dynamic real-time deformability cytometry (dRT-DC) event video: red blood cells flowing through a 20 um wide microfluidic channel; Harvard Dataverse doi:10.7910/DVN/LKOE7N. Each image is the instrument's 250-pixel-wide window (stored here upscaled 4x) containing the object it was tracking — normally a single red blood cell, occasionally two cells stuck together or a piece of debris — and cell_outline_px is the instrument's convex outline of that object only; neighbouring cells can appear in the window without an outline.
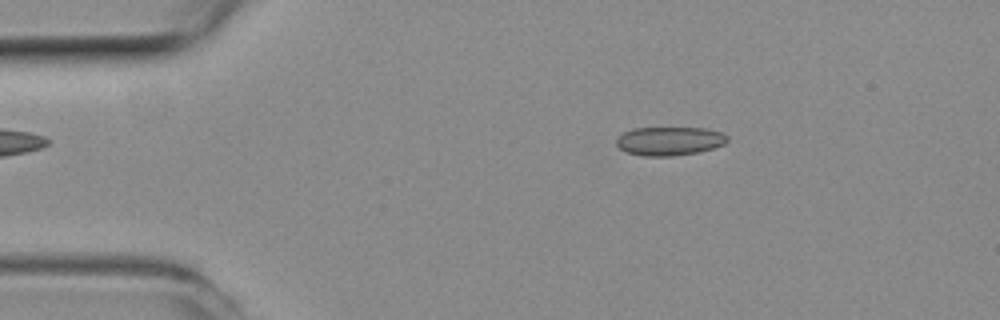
{"species": "common noctule bat (a hibernating species)", "species_latin": "Nyctalus noctula", "temperature_condition": "room temperature", "stored_images_in_passage": 44, "camera_frame_rate_fps": 3000, "um_per_image_px": 0.085, "animal": {"sex": "female", "body_mass_g": 19.3, "forearm_length_mm": 54.1}, "frame": {"image": 1, "passage_image": 1, "time_ms": 0.0, "image_size_px": [1000, 320], "cell_outline_px": [[728, 140], [724, 144], [712, 148], [696, 152], [672, 156], [644, 156], [628, 152], [620, 148], [616, 144], [616, 140], [624, 132], [636, 128], [704, 128], [720, 132], [728, 136]], "centroid_in_image_um": [56.91, 11.98], "position_along_channel_um": 28.1, "area_um2": 18.26}}
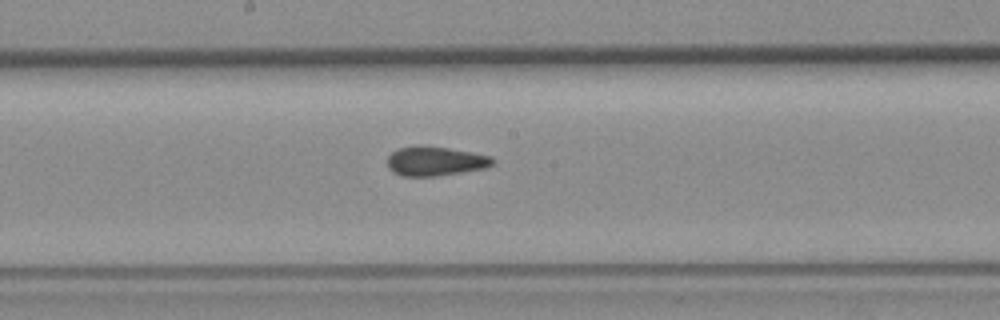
{"frame": {"image": 2, "passage_image": 19, "time_ms": 6.0, "image_size_px": [1000, 320], "cell_outline_px": [[492, 164], [484, 168], [460, 172], [432, 176], [400, 176], [392, 172], [388, 168], [388, 156], [392, 152], [400, 148], [420, 144], [424, 144], [448, 148], [492, 156]], "centroid_in_image_um": [36.93, 13.68], "position_along_channel_um": 211.3, "area_um2": 17.92}}
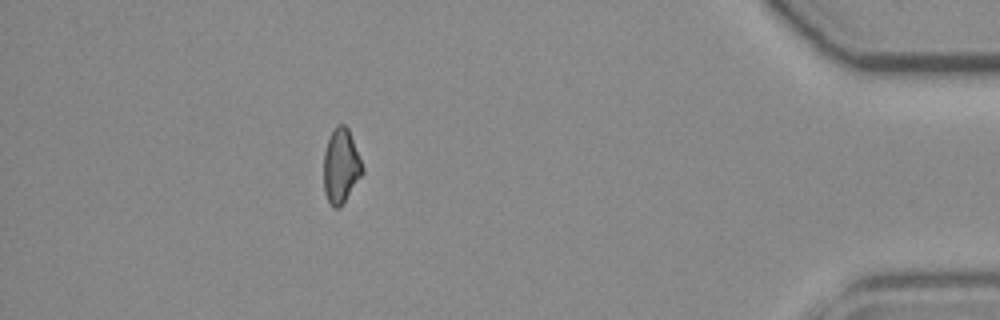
{"frame": {"image": 3, "passage_image": 38, "time_ms": 12.333, "image_size_px": [1000, 320], "cell_outline_px": [[364, 172], [340, 208], [332, 208], [324, 192], [324, 152], [328, 140], [336, 124], [344, 124], [348, 128], [364, 168]], "centroid_in_image_um": [28.98, 14.13], "position_along_channel_um": 406.2, "area_um2": 16.76}, "authors_computed_cell_mechanics": {"area_um2": 17.8891, "velocity_mm_per_s": 3.9618, "shape_relaxation_time_tau1_ms": null, "shape_relaxation_time_tau2_ms": 2.9176, "deformation_change_tau1": null, "deformation_change_tau2": 0.0768}}